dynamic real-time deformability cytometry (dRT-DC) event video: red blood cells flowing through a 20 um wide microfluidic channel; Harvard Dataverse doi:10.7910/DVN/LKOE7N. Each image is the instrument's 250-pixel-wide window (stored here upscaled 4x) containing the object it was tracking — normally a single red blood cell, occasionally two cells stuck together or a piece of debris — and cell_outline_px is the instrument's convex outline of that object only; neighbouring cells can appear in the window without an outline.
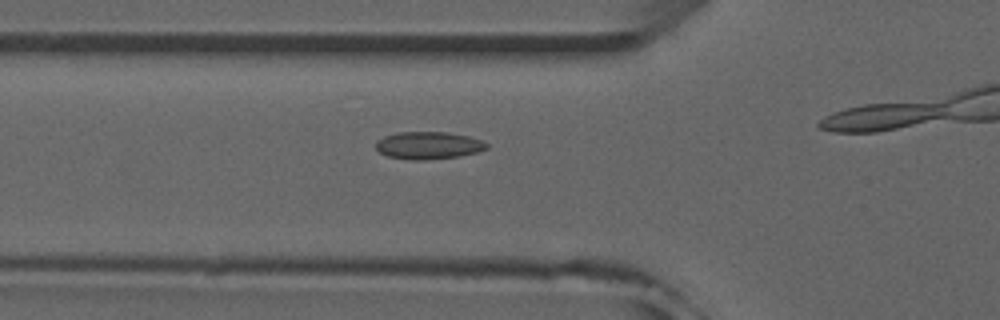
{"species": "common noctule bat (a hibernating species)", "species_latin": "Nyctalus noctula", "temperature_condition": "room temperature", "stored_images_in_passage": 9, "camera_frame_rate_fps": 3000, "um_per_image_px": 0.085, "animal": {"sex": "male", "forearm_length_mm": 52.5}, "frame": {"image": 1, "passage_image": 2, "time_ms": 0.333, "image_size_px": [1000, 320], "cell_outline_px": [[488, 148], [476, 152], [456, 156], [424, 160], [412, 160], [388, 156], [380, 152], [376, 148], [376, 140], [384, 136], [396, 132], [448, 132], [468, 136], [480, 140], [488, 144]], "centroid_in_image_um": [36.38, 12.35], "position_along_channel_um": 89.4, "area_um2": 17.57}}